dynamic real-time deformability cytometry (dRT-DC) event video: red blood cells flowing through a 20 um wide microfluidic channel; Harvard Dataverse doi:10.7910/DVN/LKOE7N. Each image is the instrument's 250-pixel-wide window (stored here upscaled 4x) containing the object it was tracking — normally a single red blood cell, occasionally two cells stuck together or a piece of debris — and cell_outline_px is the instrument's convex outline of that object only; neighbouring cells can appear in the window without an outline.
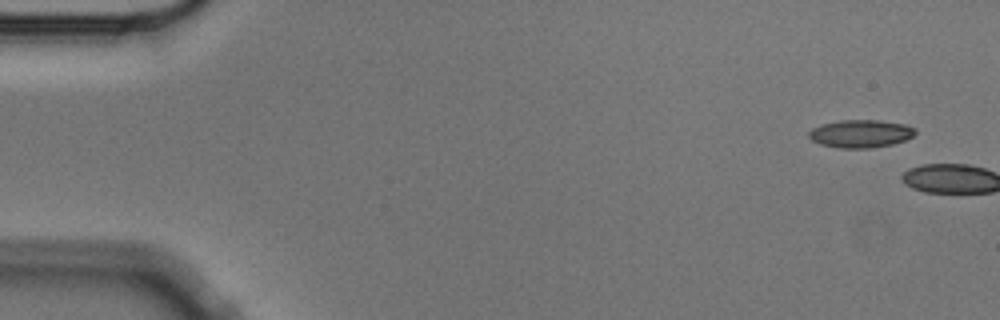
{"species": "Egyptian fruit bat (a non-hibernating species)", "species_latin": "Rousettus aegyptiacus", "temperature_condition": "cold", "stored_images_in_passage": 6, "camera_frame_rate_fps": 3000, "um_per_image_px": 0.085, "animal": {"sex": "male"}, "frame": {"image": 1, "passage_image": 1, "time_ms": 0.0, "image_size_px": [1000, 320], "cell_outline_px": [[916, 132], [912, 136], [904, 140], [892, 144], [872, 148], [840, 148], [820, 144], [812, 140], [808, 136], [808, 132], [812, 128], [820, 124], [840, 120], [880, 120], [904, 124], [916, 128]], "centroid_in_image_um": [73.13, 11.35], "position_along_channel_um": 11.9, "area_um2": 17.34}}